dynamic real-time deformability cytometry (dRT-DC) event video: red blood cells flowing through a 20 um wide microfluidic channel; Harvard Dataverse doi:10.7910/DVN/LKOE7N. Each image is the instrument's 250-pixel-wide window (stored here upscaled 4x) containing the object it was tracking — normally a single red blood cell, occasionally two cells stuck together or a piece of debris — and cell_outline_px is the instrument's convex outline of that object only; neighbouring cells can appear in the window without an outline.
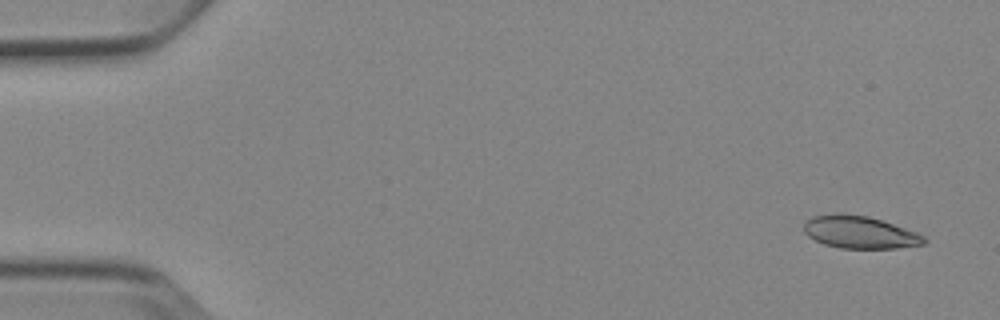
{"species": "Egyptian fruit bat (a non-hibernating species)", "species_latin": "Rousettus aegyptiacus", "temperature_condition": "cold", "stored_images_in_passage": 4, "camera_frame_rate_fps": 3000, "um_per_image_px": 0.085, "animal": {"sex": "female"}, "frame": {"image": 1, "passage_image": 1, "time_ms": 0.0, "image_size_px": [1000, 320], "cell_outline_px": [[928, 240], [924, 244], [896, 248], [840, 248], [824, 244], [808, 236], [804, 232], [804, 224], [812, 216], [836, 212], [868, 216], [916, 232], [924, 236]], "centroid_in_image_um": [73.06, 19.73], "position_along_channel_um": 11.9, "area_um2": 22.66}}